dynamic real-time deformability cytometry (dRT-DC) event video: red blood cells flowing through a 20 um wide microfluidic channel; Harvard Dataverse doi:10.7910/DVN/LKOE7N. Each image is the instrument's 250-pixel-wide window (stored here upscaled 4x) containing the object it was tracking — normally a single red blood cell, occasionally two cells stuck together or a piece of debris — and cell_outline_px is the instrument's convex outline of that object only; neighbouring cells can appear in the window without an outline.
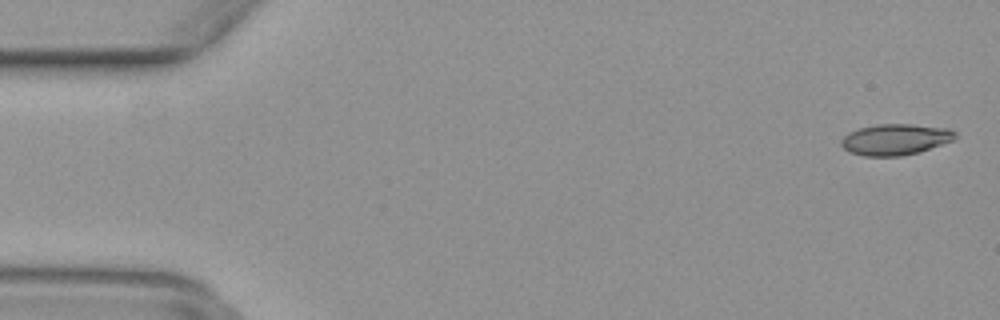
{"species": "common noctule bat (a hibernating species)", "species_latin": "Nyctalus noctula", "temperature_condition": "warm", "stored_images_in_passage": 42, "camera_frame_rate_fps": 3000, "um_per_image_px": 0.085, "animal": {"sex": "female", "body_mass_g": 29.2, "forearm_length_mm": 56.3}, "frame": {"image": 1, "passage_image": 2, "time_ms": 0.333, "image_size_px": [1000, 320], "cell_outline_px": [[956, 136], [952, 140], [920, 152], [900, 156], [864, 156], [852, 152], [844, 148], [840, 144], [840, 140], [848, 132], [860, 128], [876, 124], [912, 124], [948, 128], [956, 132]], "centroid_in_image_um": [76.09, 11.85], "position_along_channel_um": 8.9, "area_um2": 20.58}}
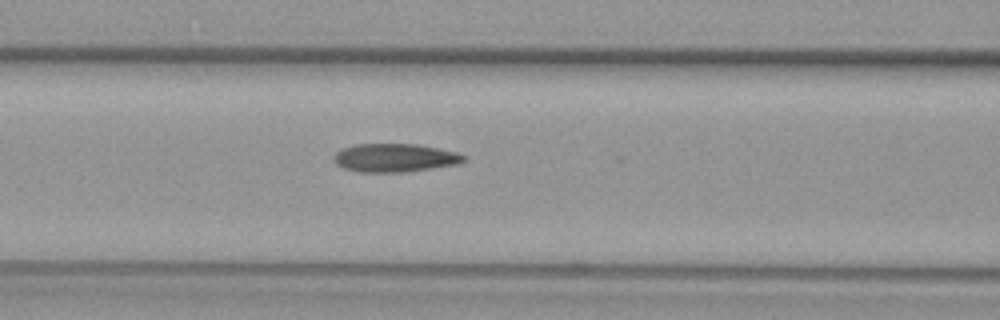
{"frame": {"image": 2, "passage_image": 21, "time_ms": 6.667, "image_size_px": [1000, 320], "cell_outline_px": [[468, 156], [460, 164], [404, 172], [360, 172], [344, 168], [336, 164], [332, 160], [332, 156], [340, 148], [356, 144], [416, 144], [456, 152]], "centroid_in_image_um": [33.53, 13.41], "position_along_channel_um": 133.1, "area_um2": 21.62}}
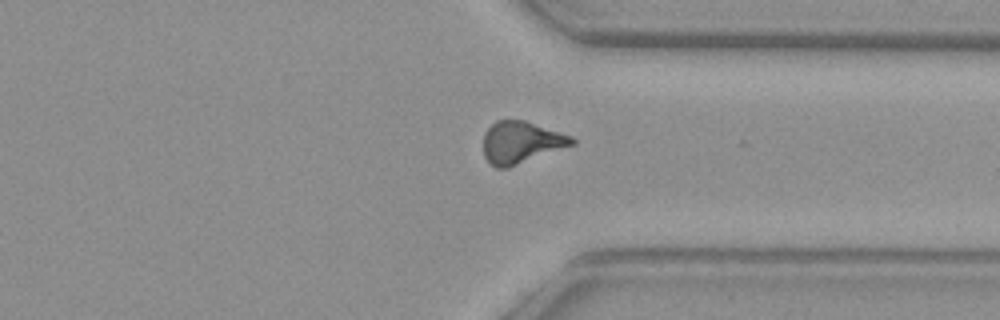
{"frame": {"image": 3, "passage_image": 38, "time_ms": 12.333, "image_size_px": [1000, 320], "cell_outline_px": [[576, 144], [508, 168], [496, 168], [484, 156], [484, 132], [496, 120], [524, 120], [572, 136], [576, 140]], "centroid_in_image_um": [44.31, 12.1], "position_along_channel_um": 367.1, "area_um2": 21.68}}